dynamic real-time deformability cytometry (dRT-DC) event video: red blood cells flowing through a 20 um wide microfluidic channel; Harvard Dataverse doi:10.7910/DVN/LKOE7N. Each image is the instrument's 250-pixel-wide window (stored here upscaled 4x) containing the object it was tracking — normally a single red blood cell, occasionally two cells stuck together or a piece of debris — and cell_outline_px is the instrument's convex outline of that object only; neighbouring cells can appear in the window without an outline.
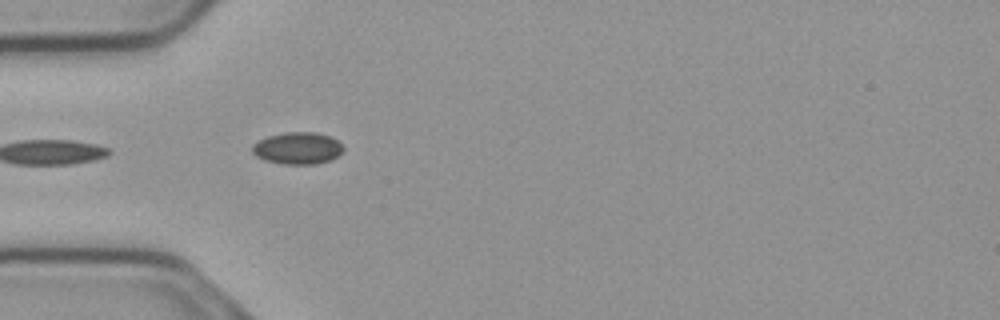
{"species": "common noctule bat (a hibernating species)", "species_latin": "Nyctalus noctula", "temperature_condition": "cold", "stored_images_in_passage": 33, "camera_frame_rate_fps": 3000, "um_per_image_px": 0.085, "animal": {"sex": "male", "body_mass_g": 23.1, "forearm_length_mm": 52.7}, "frame": {"image": 1, "passage_image": 1, "time_ms": 0.0, "image_size_px": [1000, 320], "cell_outline_px": [[344, 148], [332, 160], [316, 164], [284, 164], [264, 160], [256, 156], [252, 152], [252, 144], [268, 136], [288, 132], [316, 132], [328, 136], [336, 140]], "centroid_in_image_um": [25.27, 12.6], "position_along_channel_um": 59.7, "area_um2": 16.82}, "authors_computed_cell_mechanics": {"area_um2": 16.0106, "velocity_mm_per_s": 3.7236, "shape_relaxation_time_tau1_ms": null, "shape_relaxation_time_tau2_ms": 11.132, "deformation_change_tau1": null, "deformation_change_tau2": 0.1658}}